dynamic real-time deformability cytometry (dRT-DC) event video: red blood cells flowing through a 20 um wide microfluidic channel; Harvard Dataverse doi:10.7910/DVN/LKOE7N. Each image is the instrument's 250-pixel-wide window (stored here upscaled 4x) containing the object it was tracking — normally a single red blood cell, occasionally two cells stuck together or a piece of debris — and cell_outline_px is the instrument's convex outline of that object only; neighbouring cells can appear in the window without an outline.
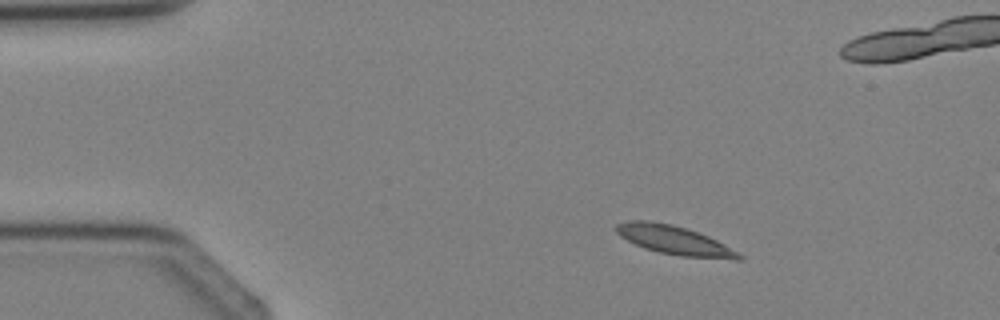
{"species": "Egyptian fruit bat (a non-hibernating species)", "species_latin": "Rousettus aegyptiacus", "temperature_condition": "cold", "stored_images_in_passage": 3, "camera_frame_rate_fps": 3000, "um_per_image_px": 0.085, "animal": {"sex": "female"}, "frame": {"image": 1, "passage_image": 1, "time_ms": 0.0, "image_size_px": [1000, 320], "cell_outline_px": [[744, 260], [736, 260], [680, 256], [660, 252], [644, 248], [620, 236], [616, 232], [616, 224], [628, 220], [644, 220], [672, 224], [708, 236], [740, 252], [744, 256]], "centroid_in_image_um": [57.37, 20.43], "position_along_channel_um": 27.6, "area_um2": 20.58}}